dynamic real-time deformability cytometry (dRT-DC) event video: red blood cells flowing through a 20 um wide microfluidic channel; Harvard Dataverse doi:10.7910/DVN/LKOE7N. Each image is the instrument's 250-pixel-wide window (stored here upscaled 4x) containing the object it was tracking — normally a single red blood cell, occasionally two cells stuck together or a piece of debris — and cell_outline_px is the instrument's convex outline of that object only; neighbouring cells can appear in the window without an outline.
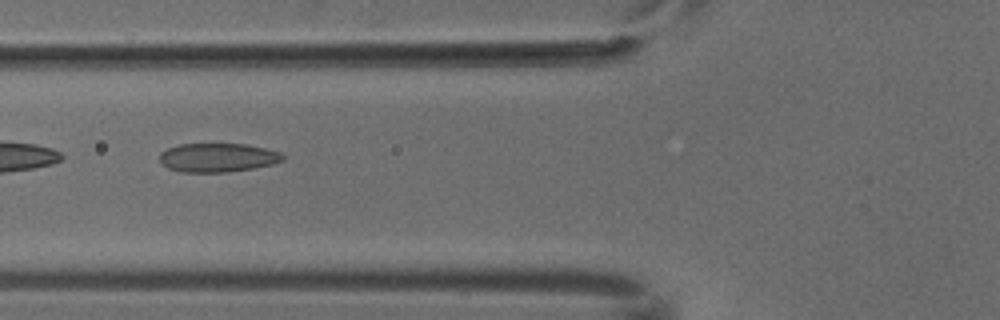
{"species": "common noctule bat (a hibernating species)", "species_latin": "Nyctalus noctula", "temperature_condition": "cold", "stored_images_in_passage": 5, "camera_frame_rate_fps": 3000, "um_per_image_px": 0.085, "animal": {"sex": "male", "body_mass_g": 18.8}, "frame": {"image": 1, "passage_image": 5, "time_ms": 1.333, "image_size_px": [1000, 320], "cell_outline_px": [[284, 160], [272, 164], [252, 168], [228, 172], [180, 172], [168, 168], [160, 164], [160, 152], [168, 148], [180, 144], [244, 144], [264, 148], [280, 152], [284, 156]], "centroid_in_image_um": [18.47, 13.4], "position_along_channel_um": 107.3, "area_um2": 20.69}}